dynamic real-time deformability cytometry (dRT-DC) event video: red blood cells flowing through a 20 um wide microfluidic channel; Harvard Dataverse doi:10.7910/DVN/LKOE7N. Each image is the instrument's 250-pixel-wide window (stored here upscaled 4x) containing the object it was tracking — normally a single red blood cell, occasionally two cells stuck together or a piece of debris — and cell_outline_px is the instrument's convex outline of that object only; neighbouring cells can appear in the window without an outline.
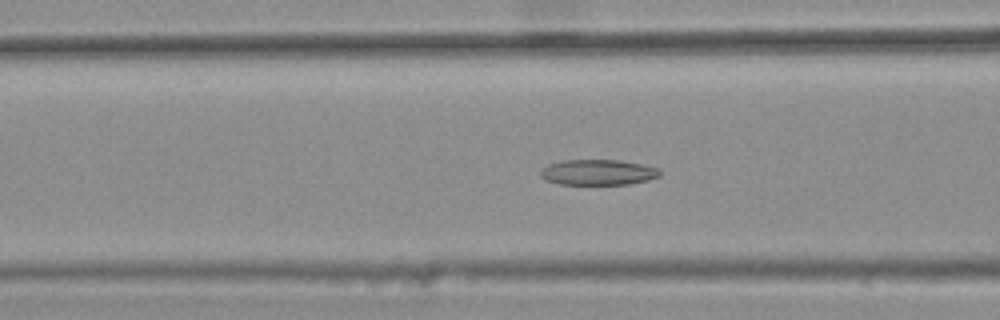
{"species": "common noctule bat (a hibernating species)", "species_latin": "Nyctalus noctula", "temperature_condition": "warm", "stored_images_in_passage": 42, "camera_frame_rate_fps": 3000, "um_per_image_px": 0.085, "animal": {"sex": "female", "body_mass_g": 25.1}, "frame": {"image": 1, "passage_image": 20, "time_ms": 6.333, "image_size_px": [1000, 320], "cell_outline_px": [[660, 176], [648, 180], [632, 184], [560, 184], [544, 180], [540, 176], [540, 172], [548, 164], [560, 160], [616, 160], [640, 164], [660, 168]], "centroid_in_image_um": [50.82, 14.65], "position_along_channel_um": 115.8, "area_um2": 17.8}}
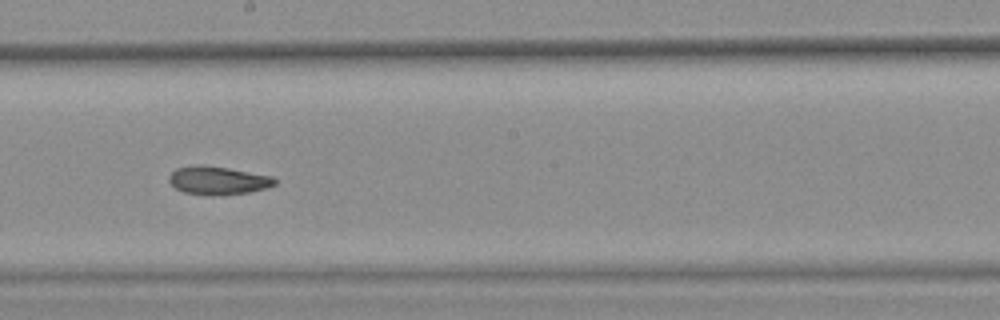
{"frame": {"image": 2, "passage_image": 29, "time_ms": 9.333, "image_size_px": [1000, 320], "cell_outline_px": [[276, 184], [268, 188], [248, 192], [212, 196], [184, 192], [176, 188], [168, 180], [168, 176], [176, 168], [196, 164], [200, 164], [228, 168], [272, 176], [276, 180]], "centroid_in_image_um": [18.52, 15.33], "position_along_channel_um": 229.7, "area_um2": 17.46}}
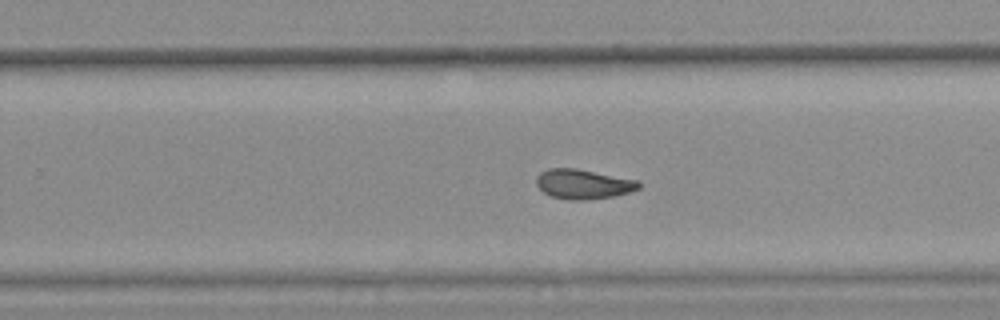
{"frame": {"image": 3, "passage_image": 33, "time_ms": 10.667, "image_size_px": [1000, 320], "cell_outline_px": [[640, 188], [628, 192], [612, 196], [588, 200], [568, 200], [552, 196], [544, 192], [536, 184], [536, 176], [540, 172], [548, 168], [576, 168], [636, 180], [640, 184]], "centroid_in_image_um": [49.53, 15.64], "position_along_channel_um": 280.3, "area_um2": 17.57}, "authors_computed_cell_mechanics": {"area_um2": 18.2648, "velocity_mm_per_s": 3.7986, "shape_relaxation_time_tau1_ms": null, "shape_relaxation_time_tau2_ms": 4.8162, "deformation_change_tau1": null, "deformation_change_tau2": 0.1226}}